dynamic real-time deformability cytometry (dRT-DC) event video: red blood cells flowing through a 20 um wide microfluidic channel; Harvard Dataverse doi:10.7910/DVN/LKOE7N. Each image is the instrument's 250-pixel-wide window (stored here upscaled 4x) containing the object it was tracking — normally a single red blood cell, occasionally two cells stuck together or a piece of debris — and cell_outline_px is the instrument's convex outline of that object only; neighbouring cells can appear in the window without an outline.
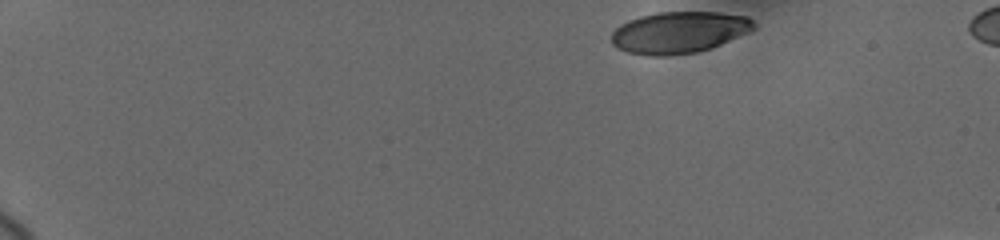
{"species": "human", "species_latin": "Homo sapiens", "temperature_condition": "cold", "stored_images_in_passage": 10, "camera_frame_rate_fps": 3000, "um_per_image_px": 0.085, "donor": {"sex": "female"}, "frame": {"image": 1, "passage_image": 1, "time_ms": 0.0, "image_size_px": [1000, 240], "cell_outline_px": [[756, 28], [748, 32], [712, 48], [696, 52], [668, 56], [648, 56], [628, 52], [616, 48], [612, 44], [612, 32], [620, 24], [628, 20], [640, 16], [656, 12], [720, 12], [748, 16], [756, 24]], "centroid_in_image_um": [57.71, 2.75], "position_along_channel_um": 27.3, "area_um2": 34.8}}
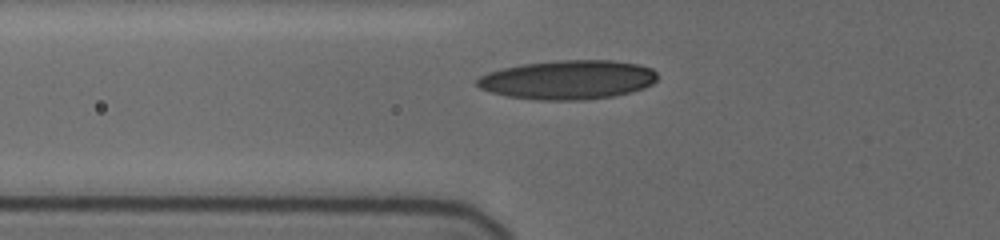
{"frame": {"image": 2, "passage_image": 6, "time_ms": 4.667, "image_size_px": [1000, 240], "cell_outline_px": [[656, 80], [652, 84], [644, 88], [632, 92], [612, 96], [584, 100], [540, 100], [508, 96], [492, 92], [480, 88], [476, 84], [476, 80], [480, 76], [488, 72], [520, 64], [556, 60], [612, 60], [640, 64], [652, 68], [656, 72]], "centroid_in_image_um": [48.3, 6.77], "position_along_channel_um": 77.5, "area_um2": 41.21}}
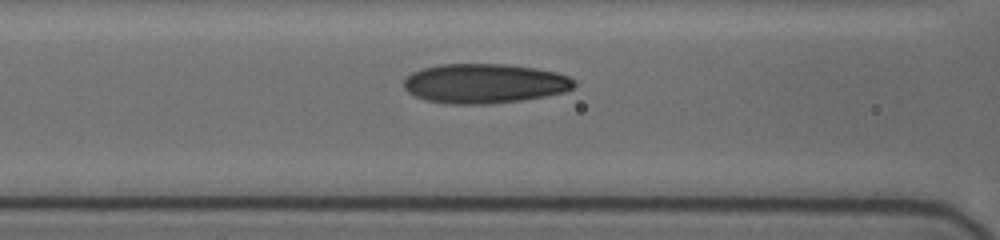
{"frame": {"image": 3, "passage_image": 9, "time_ms": 6.0, "image_size_px": [1000, 240], "cell_outline_px": [[576, 84], [572, 88], [564, 92], [544, 96], [520, 100], [492, 104], [452, 104], [424, 100], [408, 92], [404, 88], [404, 80], [412, 72], [420, 68], [440, 64], [504, 64], [532, 68], [556, 72], [568, 76]], "centroid_in_image_um": [41.14, 7.1], "position_along_channel_um": 125.5, "area_um2": 39.19}}